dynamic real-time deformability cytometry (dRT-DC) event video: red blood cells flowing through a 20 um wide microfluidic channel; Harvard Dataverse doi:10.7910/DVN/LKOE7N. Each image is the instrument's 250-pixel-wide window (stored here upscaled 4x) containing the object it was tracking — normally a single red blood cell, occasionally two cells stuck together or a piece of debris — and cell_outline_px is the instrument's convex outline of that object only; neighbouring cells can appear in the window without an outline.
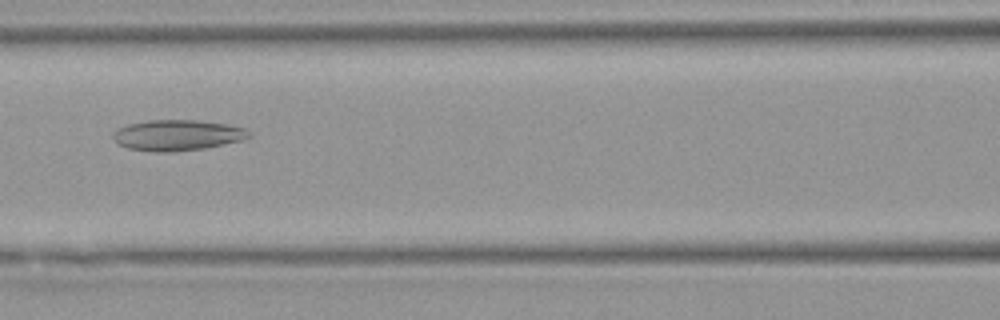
{"species": "Egyptian fruit bat (a non-hibernating species)", "species_latin": "Rousettus aegyptiacus", "temperature_condition": "warm", "stored_images_in_passage": 3, "camera_frame_rate_fps": 3000, "um_per_image_px": 0.085, "animal": {"sex": "female"}, "frame": {"image": 1, "passage_image": 3, "time_ms": 2.333, "image_size_px": [1000, 320], "cell_outline_px": [[252, 136], [244, 140], [204, 148], [176, 152], [156, 152], [128, 148], [116, 144], [112, 136], [112, 132], [128, 124], [148, 120], [196, 120], [228, 124], [244, 128], [252, 132]], "centroid_in_image_um": [15.09, 11.49], "position_along_channel_um": 151.5, "area_um2": 24.62}}